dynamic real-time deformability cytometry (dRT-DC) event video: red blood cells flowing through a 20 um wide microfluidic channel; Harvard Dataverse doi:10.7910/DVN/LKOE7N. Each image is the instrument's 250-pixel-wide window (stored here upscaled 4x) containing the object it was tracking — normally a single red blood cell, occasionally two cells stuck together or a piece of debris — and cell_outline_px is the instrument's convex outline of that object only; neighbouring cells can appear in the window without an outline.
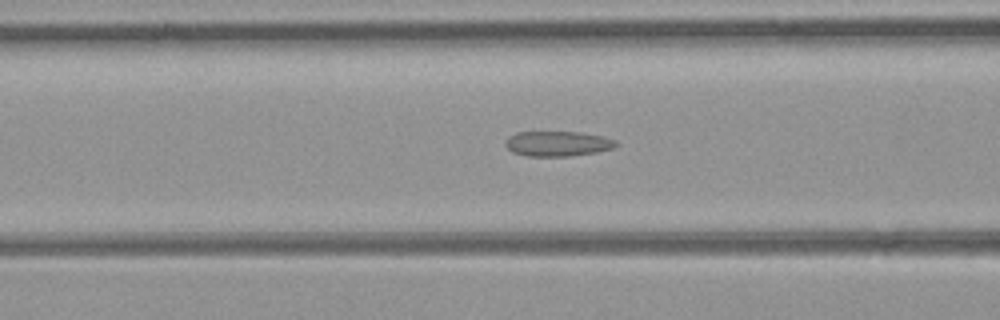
{"species": "common noctule bat (a hibernating species)", "species_latin": "Nyctalus noctula", "temperature_condition": "room temperature", "stored_images_in_passage": 34, "camera_frame_rate_fps": 3000, "um_per_image_px": 0.085, "animal": {"sex": "female", "body_mass_g": 21.9}, "frame": {"image": 1, "passage_image": 14, "time_ms": 4.333, "image_size_px": [1000, 320], "cell_outline_px": [[620, 144], [612, 148], [596, 152], [568, 156], [528, 156], [512, 152], [504, 144], [504, 140], [508, 136], [516, 132], [580, 132], [604, 136], [616, 140]], "centroid_in_image_um": [47.39, 12.2], "position_along_channel_um": 119.2, "area_um2": 16.3}}
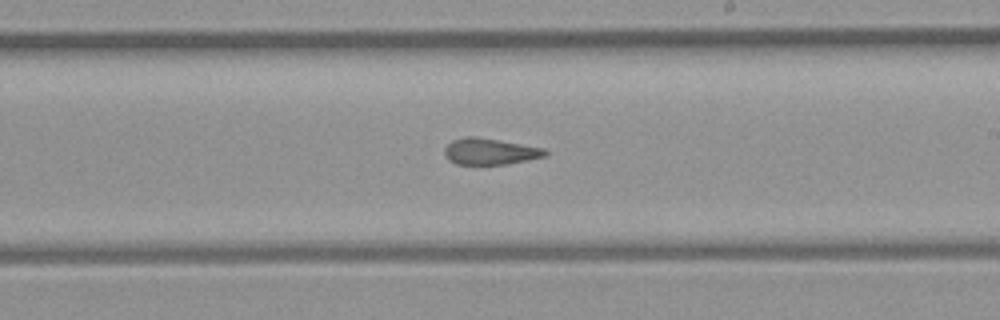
{"frame": {"image": 2, "passage_image": 23, "time_ms": 7.333, "image_size_px": [1000, 320], "cell_outline_px": [[548, 152], [544, 156], [508, 164], [456, 164], [448, 160], [444, 152], [444, 148], [452, 140], [464, 136], [476, 136], [500, 140], [544, 148]], "centroid_in_image_um": [41.61, 12.86], "position_along_channel_um": 247.4, "area_um2": 15.43}}
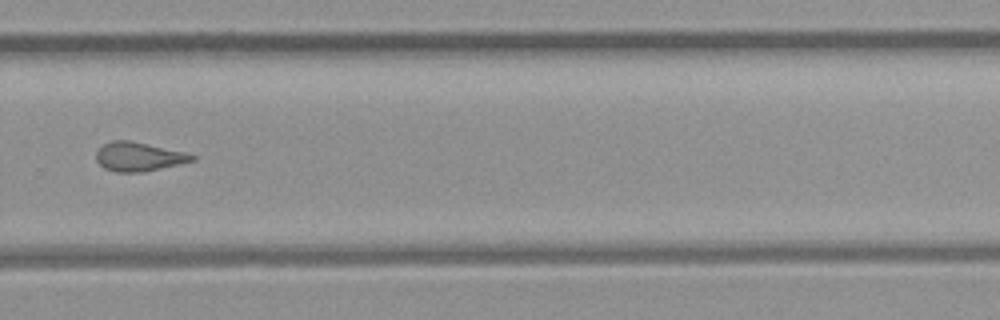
{"frame": {"image": 3, "passage_image": 28, "time_ms": 9.0, "image_size_px": [1000, 320], "cell_outline_px": [[196, 160], [180, 164], [144, 172], [116, 172], [104, 168], [96, 160], [96, 152], [104, 144], [112, 140], [128, 140], [184, 152], [196, 156]], "centroid_in_image_um": [11.78, 13.33], "position_along_channel_um": 318.0, "area_um2": 16.07}, "authors_computed_cell_mechanics": {"area_um2": 16.2129, "velocity_mm_per_s": 4.2619, "shape_relaxation_time_tau1_ms": null, "shape_relaxation_time_tau2_ms": 2.0294, "deformation_change_tau1": null, "deformation_change_tau2": 0.1093}}